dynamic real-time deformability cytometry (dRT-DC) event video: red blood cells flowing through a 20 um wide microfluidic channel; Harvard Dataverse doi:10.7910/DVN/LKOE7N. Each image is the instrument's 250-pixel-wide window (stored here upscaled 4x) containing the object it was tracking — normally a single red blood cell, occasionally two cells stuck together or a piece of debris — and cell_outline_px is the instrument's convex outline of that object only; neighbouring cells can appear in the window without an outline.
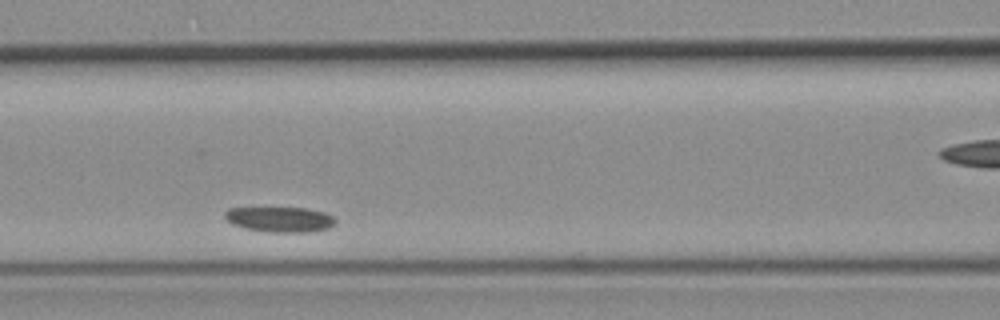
{"species": "common noctule bat (a hibernating species)", "species_latin": "Nyctalus noctula", "temperature_condition": "room temperature", "stored_images_in_passage": 8, "camera_frame_rate_fps": 3000, "um_per_image_px": 0.085, "animal": {"sex": "female", "body_mass_g": 19.3, "forearm_length_mm": 54.1}, "frame": {"image": 1, "passage_image": 6, "time_ms": 5.667, "image_size_px": [1000, 320], "cell_outline_px": [[336, 224], [328, 228], [308, 232], [268, 232], [244, 228], [232, 224], [224, 216], [224, 212], [228, 208], [308, 208], [324, 212], [332, 216], [336, 220]], "centroid_in_image_um": [23.8, 18.65], "position_along_channel_um": 142.8, "area_um2": 16.3}}